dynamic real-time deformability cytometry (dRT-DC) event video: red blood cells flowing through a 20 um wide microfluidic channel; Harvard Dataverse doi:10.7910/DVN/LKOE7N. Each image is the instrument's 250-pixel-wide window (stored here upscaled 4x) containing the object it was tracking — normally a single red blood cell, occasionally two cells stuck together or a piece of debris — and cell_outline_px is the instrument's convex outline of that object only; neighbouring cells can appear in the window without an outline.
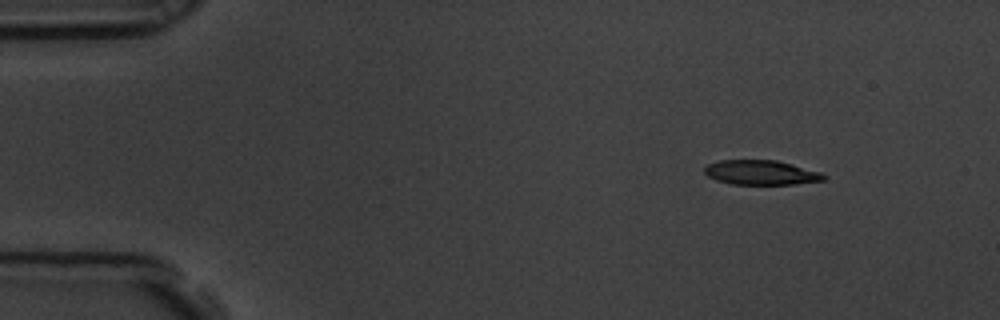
{"species": "common noctule bat (a hibernating species)", "species_latin": "Nyctalus noctula", "temperature_condition": "room temperature", "stored_images_in_passage": 52, "camera_frame_rate_fps": 3000, "um_per_image_px": 0.085, "animal": {"sex": "male", "body_mass_g": 19.5, "forearm_length_mm": 54.6}, "frame": {"image": 1, "passage_image": 1, "time_ms": 0.0, "image_size_px": [1000, 320], "cell_outline_px": [[828, 176], [824, 180], [796, 184], [728, 184], [716, 180], [708, 176], [704, 172], [704, 168], [708, 164], [720, 160], [776, 160], [792, 164], [820, 172]], "centroid_in_image_um": [64.68, 14.67], "position_along_channel_um": 20.3, "area_um2": 17.11}}
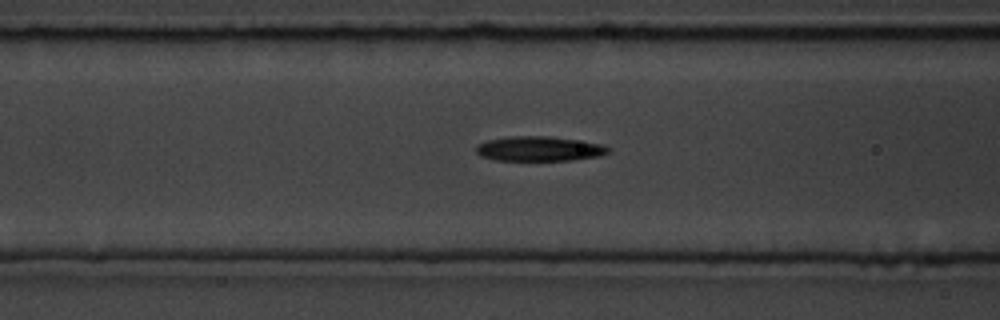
{"frame": {"image": 2, "passage_image": 17, "time_ms": 5.333, "image_size_px": [1000, 320], "cell_outline_px": [[612, 148], [608, 152], [600, 156], [572, 160], [496, 160], [480, 156], [476, 152], [476, 144], [488, 140], [508, 136], [548, 136], [604, 144]], "centroid_in_image_um": [45.84, 12.64], "position_along_channel_um": 120.8, "area_um2": 19.13}}
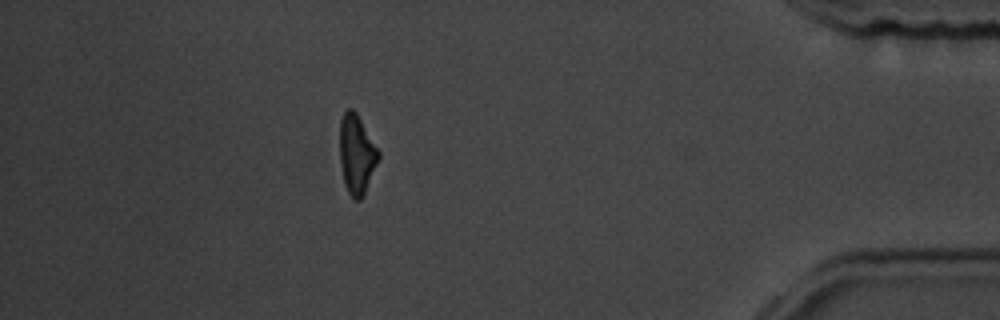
{"frame": {"image": 3, "passage_image": 45, "time_ms": 14.667, "image_size_px": [1000, 320], "cell_outline_px": [[380, 156], [364, 192], [360, 200], [356, 200], [348, 192], [344, 184], [340, 164], [340, 120], [344, 112], [348, 108], [352, 108], [356, 112], [380, 152]], "centroid_in_image_um": [30.3, 13.08], "position_along_channel_um": 404.9, "area_um2": 17.63}, "authors_computed_cell_mechanics": {"area_um2": 18.7272, "velocity_mm_per_s": 3.5578, "shape_relaxation_time_tau1_ms": 2.7252, "shape_relaxation_time_tau2_ms": 5.82, "deformation_change_tau1": 0.182, "deformation_change_tau2": 0.1781}}